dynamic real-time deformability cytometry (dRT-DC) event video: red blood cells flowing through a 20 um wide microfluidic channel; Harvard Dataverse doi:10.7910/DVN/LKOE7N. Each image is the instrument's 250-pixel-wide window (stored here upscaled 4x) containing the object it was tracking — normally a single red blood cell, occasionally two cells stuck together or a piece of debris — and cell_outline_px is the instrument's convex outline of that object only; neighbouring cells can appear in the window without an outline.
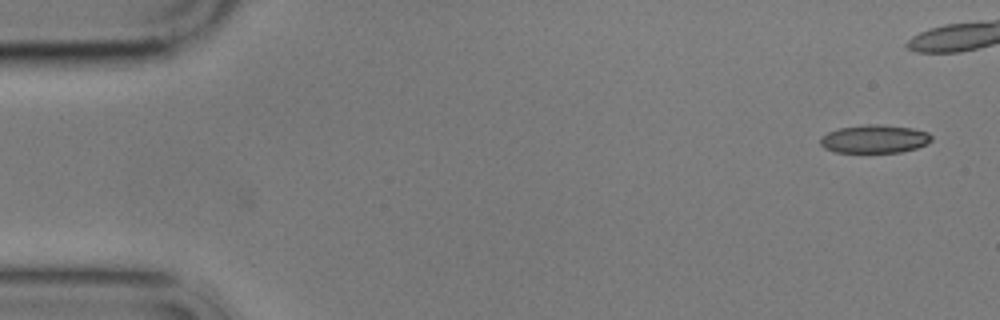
{"species": "common noctule bat (a hibernating species)", "species_latin": "Nyctalus noctula", "temperature_condition": "cold", "stored_images_in_passage": 6, "camera_frame_rate_fps": 3000, "um_per_image_px": 0.085, "animal": {"sex": "male", "body_mass_g": 17.9}, "frame": {"image": 1, "passage_image": 1, "time_ms": 0.0, "image_size_px": [1000, 320], "cell_outline_px": [[932, 140], [928, 144], [916, 148], [900, 152], [836, 152], [824, 148], [820, 144], [820, 136], [828, 132], [840, 128], [868, 124], [876, 124], [912, 128], [928, 132], [932, 136]], "centroid_in_image_um": [74.34, 11.81], "position_along_channel_um": 10.7, "area_um2": 18.26}}